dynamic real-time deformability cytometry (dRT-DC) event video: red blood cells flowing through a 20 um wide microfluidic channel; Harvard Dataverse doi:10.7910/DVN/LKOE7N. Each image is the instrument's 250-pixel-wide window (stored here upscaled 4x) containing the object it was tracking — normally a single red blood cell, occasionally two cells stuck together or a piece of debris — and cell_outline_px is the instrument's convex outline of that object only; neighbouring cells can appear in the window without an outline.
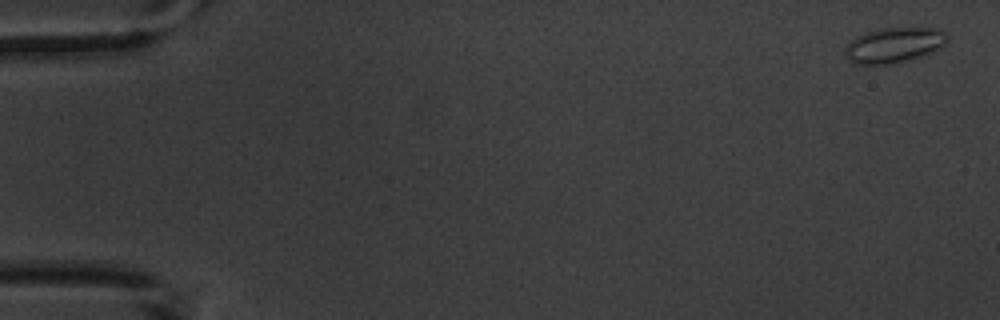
{"species": "common noctule bat (a hibernating species)", "species_latin": "Nyctalus noctula", "temperature_condition": "warm", "stored_images_in_passage": 5, "camera_frame_rate_fps": 3000, "um_per_image_px": 0.085, "animal": {"sex": "male", "body_mass_g": 20.1, "forearm_length_mm": 53.5}, "frame": {"image": 1, "passage_image": 1, "time_ms": 0.0, "image_size_px": [1000, 320], "cell_outline_px": [[948, 40], [944, 44], [920, 56], [888, 64], [856, 64], [848, 60], [844, 52], [844, 48], [856, 36], [880, 28], [932, 28], [944, 32], [948, 36]], "centroid_in_image_um": [75.93, 3.83], "position_along_channel_um": 9.1, "area_um2": 20.46}}
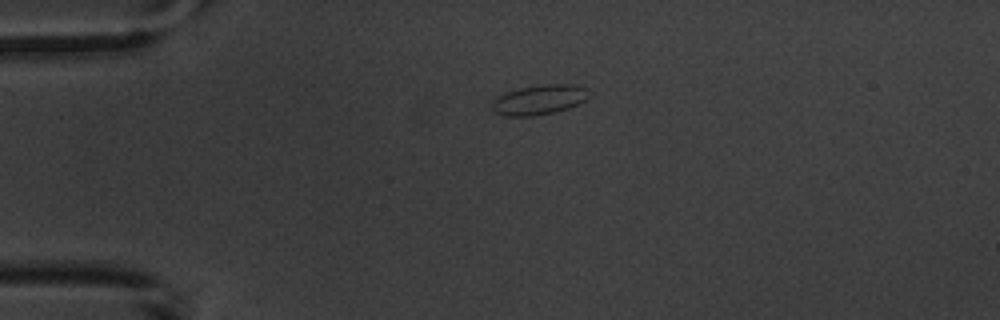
{"frame": {"image": 2, "passage_image": 4, "time_ms": 4.0, "image_size_px": [1000, 320], "cell_outline_px": [[588, 88], [584, 100], [568, 108], [556, 112], [532, 116], [504, 116], [496, 112], [492, 108], [492, 100], [508, 92], [520, 88], [544, 84], [572, 84]], "centroid_in_image_um": [45.81, 8.48], "position_along_channel_um": 39.2, "area_um2": 16.53}}